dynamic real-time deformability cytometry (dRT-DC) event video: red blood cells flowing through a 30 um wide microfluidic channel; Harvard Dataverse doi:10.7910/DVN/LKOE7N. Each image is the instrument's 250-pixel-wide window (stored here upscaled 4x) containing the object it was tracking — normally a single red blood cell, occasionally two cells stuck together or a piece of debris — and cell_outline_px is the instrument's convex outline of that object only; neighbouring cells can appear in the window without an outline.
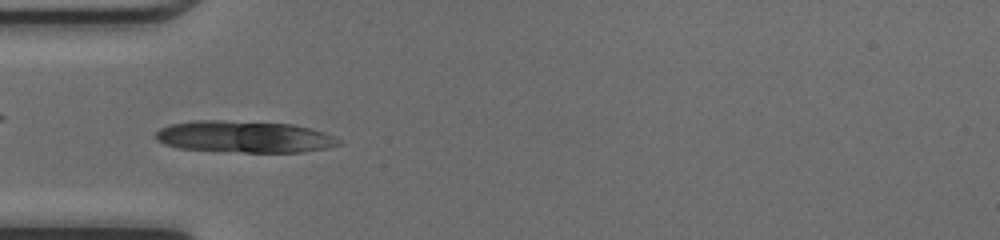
{"species": "common noctule bat (a hibernating species)", "species_latin": "Nyctalus noctula", "temperature_condition": "cold", "stored_images_in_passage": 34, "camera_frame_rate_fps": 3000, "um_per_image_px": 0.085, "animal": {"sex": "female", "body_mass_g": 17.0, "forearm_length_mm": 48.0}, "frame": {"image": 1, "passage_image": 6, "time_ms": 1.667, "image_size_px": [1000, 240], "cell_outline_px": [[340, 144], [328, 148], [304, 152], [244, 152], [180, 148], [164, 144], [156, 140], [156, 132], [160, 128], [168, 124], [192, 120], [220, 120], [292, 124], [324, 132], [336, 136], [340, 140]], "centroid_in_image_um": [20.76, 11.62], "position_along_channel_um": 64.2, "area_um2": 33.87}}